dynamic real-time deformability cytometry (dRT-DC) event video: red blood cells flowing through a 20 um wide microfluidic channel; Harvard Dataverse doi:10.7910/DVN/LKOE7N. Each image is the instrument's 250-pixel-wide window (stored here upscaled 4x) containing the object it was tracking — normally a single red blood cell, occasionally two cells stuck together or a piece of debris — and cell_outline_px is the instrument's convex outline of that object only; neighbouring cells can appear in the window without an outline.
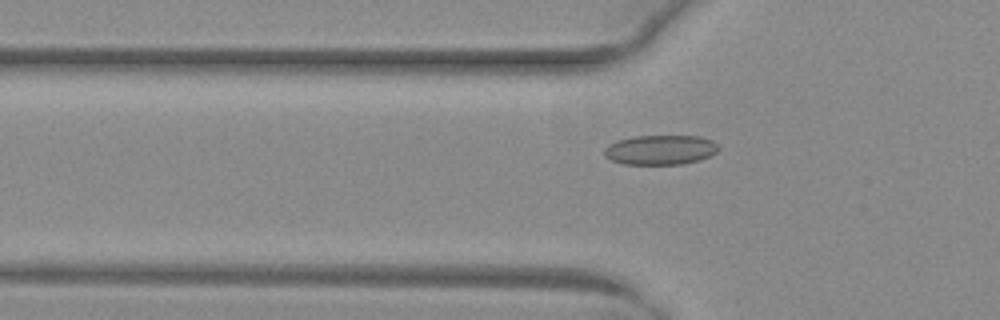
{"species": "common noctule bat (a hibernating species)", "species_latin": "Nyctalus noctula", "temperature_condition": "warm", "stored_images_in_passage": 53, "camera_frame_rate_fps": 3000, "um_per_image_px": 0.085, "animal": {"sex": "female", "body_mass_g": 29.2, "forearm_length_mm": 56.3}, "frame": {"image": 1, "passage_image": 19, "time_ms": 6.0, "image_size_px": [1000, 320], "cell_outline_px": [[720, 148], [716, 152], [700, 160], [684, 164], [624, 164], [612, 160], [604, 156], [604, 148], [608, 144], [616, 140], [636, 136], [700, 136], [712, 140]], "centroid_in_image_um": [56.12, 12.73], "position_along_channel_um": 69.7, "area_um2": 19.83}}
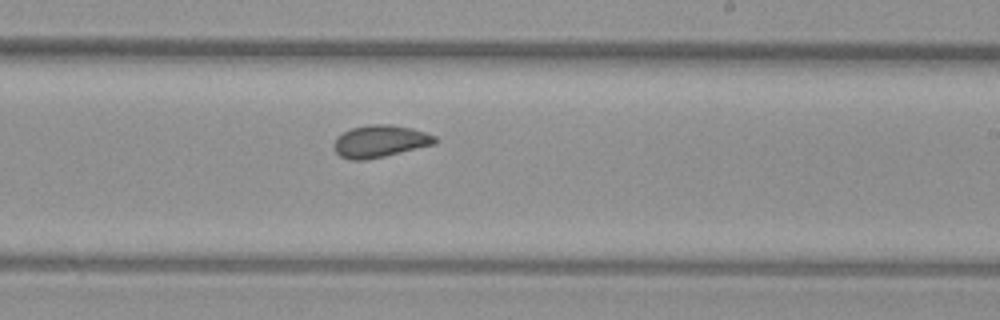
{"frame": {"image": 2, "passage_image": 33, "time_ms": 10.667, "image_size_px": [1000, 320], "cell_outline_px": [[436, 144], [384, 156], [364, 160], [352, 160], [340, 156], [332, 148], [332, 144], [336, 136], [352, 128], [368, 124], [392, 124], [412, 128], [436, 136]], "centroid_in_image_um": [32.27, 12.0], "position_along_channel_um": 256.7, "area_um2": 19.07}}
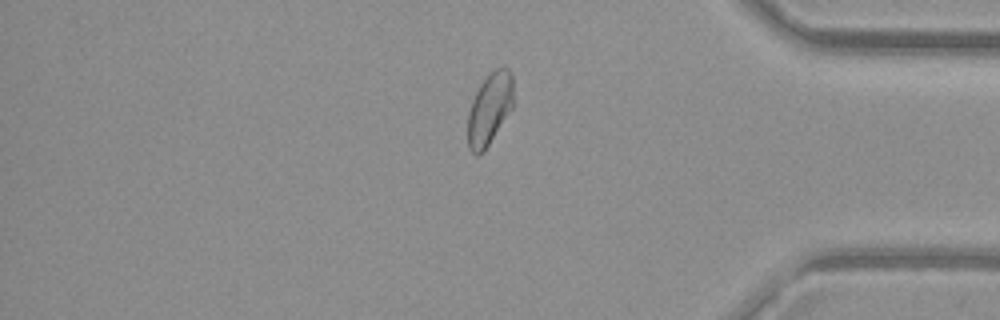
{"frame": {"image": 3, "passage_image": 45, "time_ms": 14.667, "image_size_px": [1000, 320], "cell_outline_px": [[512, 108], [484, 152], [476, 156], [468, 148], [468, 112], [472, 100], [480, 84], [496, 68], [504, 64], [512, 72]], "centroid_in_image_um": [41.61, 9.25], "position_along_channel_um": 393.6, "area_um2": 19.07}, "authors_computed_cell_mechanics": {"area_um2": 19.5942, "velocity_mm_per_s": 4.0161, "shape_relaxation_time_tau1_ms": null, "shape_relaxation_time_tau2_ms": 0.9972, "deformation_change_tau1": null, "deformation_change_tau2": 0.0515}}